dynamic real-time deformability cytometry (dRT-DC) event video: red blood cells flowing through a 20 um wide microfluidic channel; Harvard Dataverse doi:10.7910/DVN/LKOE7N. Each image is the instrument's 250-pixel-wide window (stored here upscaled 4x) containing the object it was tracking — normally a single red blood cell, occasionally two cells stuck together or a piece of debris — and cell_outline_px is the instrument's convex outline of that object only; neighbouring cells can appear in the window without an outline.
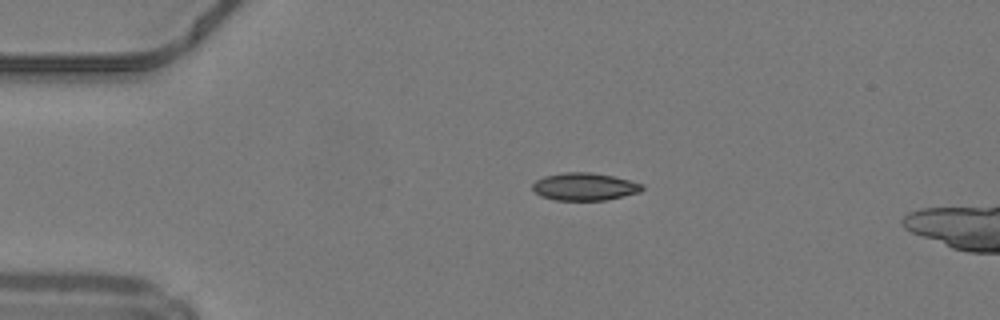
{"species": "common noctule bat (a hibernating species)", "species_latin": "Nyctalus noctula", "temperature_condition": "warm", "stored_images_in_passage": 39, "camera_frame_rate_fps": 3000, "um_per_image_px": 0.085, "animal": {"sex": "male", "body_mass_g": 19.2, "forearm_length_mm": 51.8}, "frame": {"image": 1, "passage_image": 1, "time_ms": 0.0, "image_size_px": [1000, 320], "cell_outline_px": [[644, 188], [640, 192], [604, 200], [556, 200], [540, 196], [532, 188], [532, 184], [536, 180], [544, 176], [564, 172], [592, 172], [612, 176], [644, 184]], "centroid_in_image_um": [49.67, 15.86], "position_along_channel_um": 35.3, "area_um2": 17.57}}
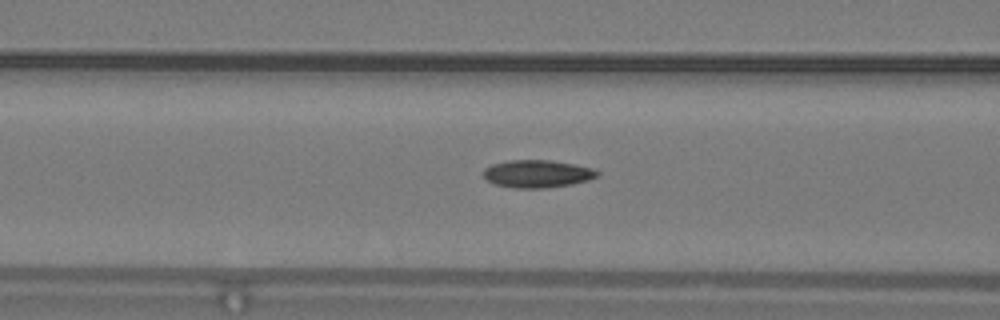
{"frame": {"image": 2, "passage_image": 10, "time_ms": 3.0, "image_size_px": [1000, 320], "cell_outline_px": [[600, 176], [588, 180], [572, 184], [544, 188], [512, 188], [496, 184], [488, 180], [484, 176], [484, 168], [492, 164], [508, 160], [548, 160], [572, 164], [592, 168], [600, 172]], "centroid_in_image_um": [45.68, 14.77], "position_along_channel_um": 120.9, "area_um2": 18.26}}
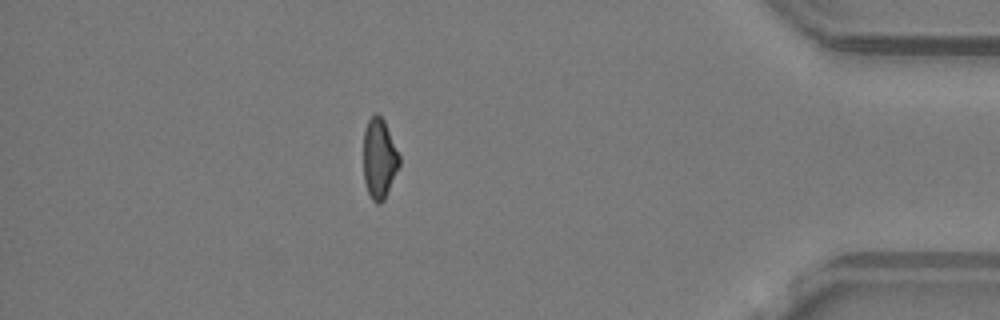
{"frame": {"image": 3, "passage_image": 33, "time_ms": 10.667, "image_size_px": [1000, 320], "cell_outline_px": [[400, 164], [384, 200], [380, 204], [376, 204], [372, 200], [368, 192], [364, 180], [364, 132], [368, 120], [376, 112], [384, 120], [400, 156]], "centroid_in_image_um": [32.24, 13.49], "position_along_channel_um": 403.0, "area_um2": 16.65}}